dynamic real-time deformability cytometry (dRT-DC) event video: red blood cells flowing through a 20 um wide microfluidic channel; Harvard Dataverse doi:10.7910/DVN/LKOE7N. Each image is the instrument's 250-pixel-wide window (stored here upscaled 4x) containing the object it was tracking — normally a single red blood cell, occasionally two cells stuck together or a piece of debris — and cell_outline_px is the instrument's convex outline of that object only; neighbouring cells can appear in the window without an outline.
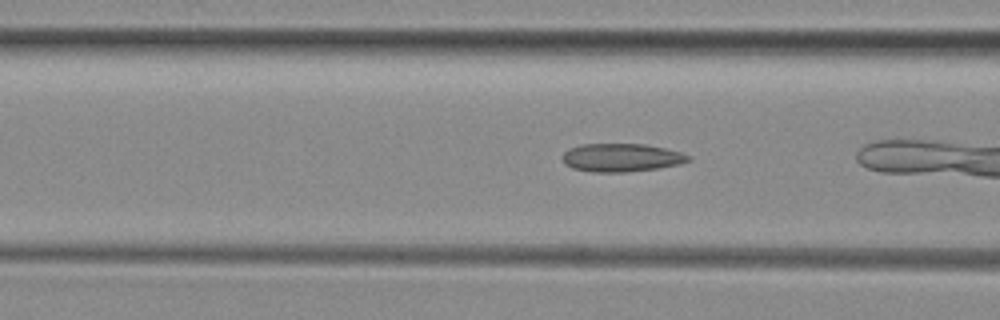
{"species": "common noctule bat (a hibernating species)", "species_latin": "Nyctalus noctula", "temperature_condition": "room temperature", "stored_images_in_passage": 9, "camera_frame_rate_fps": 3000, "um_per_image_px": 0.085, "animal": {"sex": "female", "body_mass_g": 29.2, "forearm_length_mm": 56.3}, "frame": {"image": 1, "passage_image": 6, "time_ms": 1.667, "image_size_px": [1000, 320], "cell_outline_px": [[692, 160], [680, 164], [656, 168], [624, 172], [592, 172], [572, 168], [564, 164], [564, 152], [568, 148], [580, 144], [644, 144], [664, 148], [680, 152], [692, 156]], "centroid_in_image_um": [52.82, 13.39], "position_along_channel_um": 113.8, "area_um2": 20.69}}